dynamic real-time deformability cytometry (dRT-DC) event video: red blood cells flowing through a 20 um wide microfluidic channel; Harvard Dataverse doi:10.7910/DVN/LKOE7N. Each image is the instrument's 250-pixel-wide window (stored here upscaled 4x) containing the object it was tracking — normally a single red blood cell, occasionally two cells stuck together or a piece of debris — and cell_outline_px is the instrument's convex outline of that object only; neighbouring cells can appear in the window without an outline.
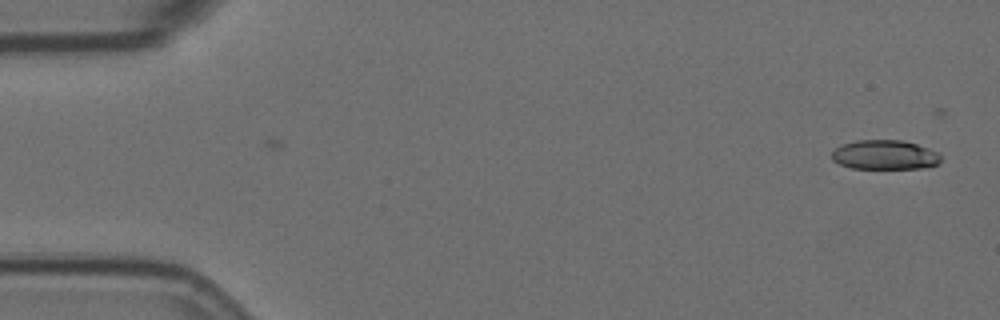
{"species": "Egyptian fruit bat (a non-hibernating species)", "species_latin": "Rousettus aegyptiacus", "temperature_condition": "room temperature", "stored_images_in_passage": 2, "camera_frame_rate_fps": 3000, "um_per_image_px": 0.085, "animal": {"sex": "female"}, "frame": {"image": 1, "passage_image": 1, "time_ms": 0.0, "image_size_px": [1000, 320], "cell_outline_px": [[940, 160], [936, 164], [920, 168], [852, 168], [840, 164], [832, 160], [832, 152], [836, 148], [844, 144], [856, 140], [904, 140], [928, 148], [936, 152], [940, 156]], "centroid_in_image_um": [75.18, 13.15], "position_along_channel_um": 9.8, "area_um2": 18.44}}